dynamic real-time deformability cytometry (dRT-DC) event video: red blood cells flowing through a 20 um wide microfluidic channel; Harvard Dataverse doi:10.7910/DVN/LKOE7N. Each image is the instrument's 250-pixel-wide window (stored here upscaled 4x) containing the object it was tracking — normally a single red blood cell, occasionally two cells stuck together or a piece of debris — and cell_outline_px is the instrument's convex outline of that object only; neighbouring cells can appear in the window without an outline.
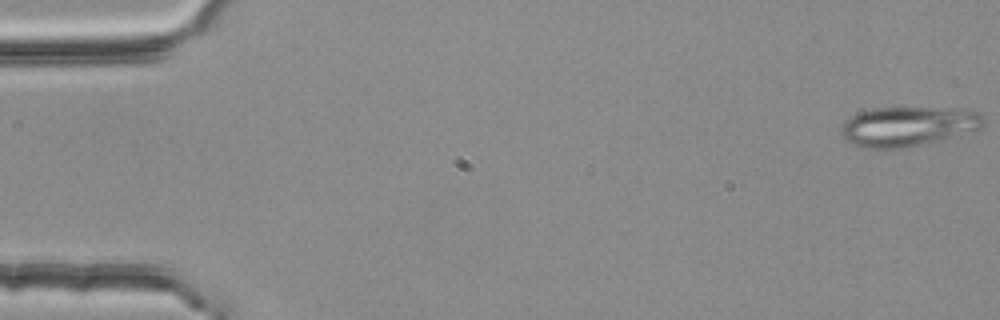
{"species": "common noctule bat (a hibernating species)", "species_latin": "Nyctalus noctula", "temperature_condition": "room temperature", "stored_images_in_passage": 54, "camera_frame_rate_fps": 3000, "um_per_image_px": 0.085, "animal": {"sex": "female", "body_mass_g": 25.1}, "frame": {"image": 1, "passage_image": 1, "time_ms": 0.0, "image_size_px": [1000, 320], "cell_outline_px": [[984, 124], [980, 128], [940, 140], [884, 152], [864, 148], [852, 144], [844, 136], [844, 120], [860, 112], [872, 108], [960, 108], [980, 112], [984, 120]], "centroid_in_image_um": [77.18, 10.76], "position_along_channel_um": 7.8, "area_um2": 33.0}}
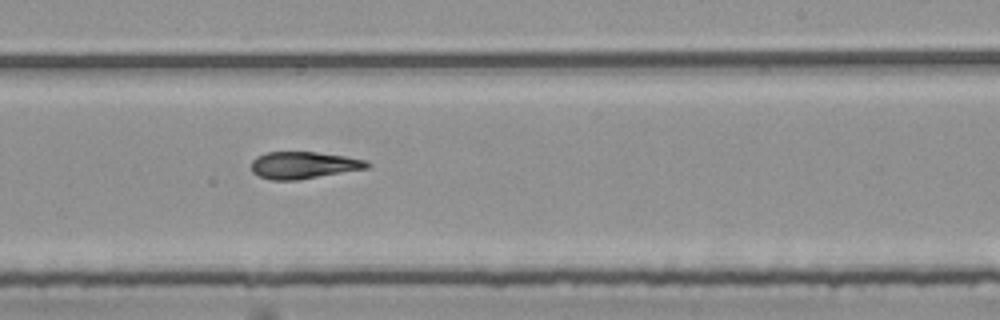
{"frame": {"image": 2, "passage_image": 33, "time_ms": 10.667, "image_size_px": [1000, 320], "cell_outline_px": [[372, 164], [368, 168], [296, 180], [272, 180], [260, 176], [252, 172], [252, 160], [256, 156], [268, 152], [316, 152], [344, 156], [368, 160]], "centroid_in_image_um": [25.82, 14.03], "position_along_channel_um": 263.2, "area_um2": 18.15}}
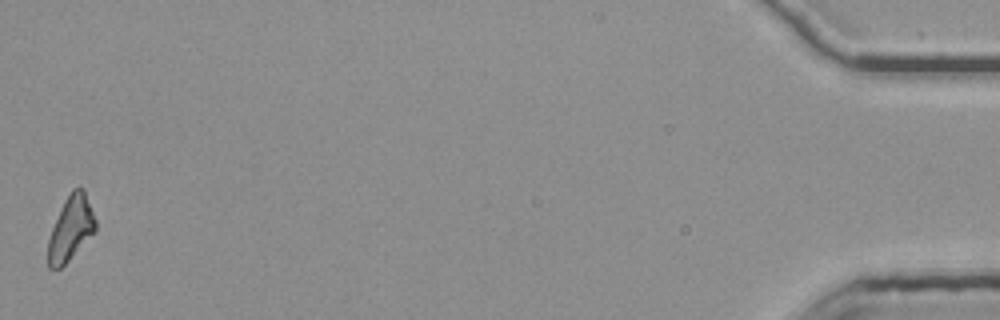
{"frame": {"image": 3, "passage_image": 54, "time_ms": 17.667, "image_size_px": [1000, 320], "cell_outline_px": [[96, 232], [60, 268], [48, 268], [48, 240], [52, 228], [64, 200], [72, 188], [84, 188], [96, 220]], "centroid_in_image_um": [6.03, 19.39], "position_along_channel_um": 429.2, "area_um2": 17.74}, "authors_computed_cell_mechanics": {"area_um2": 18.8717, "velocity_mm_per_s": 3.7903, "shape_relaxation_time_tau1_ms": null, "shape_relaxation_time_tau2_ms": 9.05, "deformation_change_tau1": null, "deformation_change_tau2": 0.1567}}